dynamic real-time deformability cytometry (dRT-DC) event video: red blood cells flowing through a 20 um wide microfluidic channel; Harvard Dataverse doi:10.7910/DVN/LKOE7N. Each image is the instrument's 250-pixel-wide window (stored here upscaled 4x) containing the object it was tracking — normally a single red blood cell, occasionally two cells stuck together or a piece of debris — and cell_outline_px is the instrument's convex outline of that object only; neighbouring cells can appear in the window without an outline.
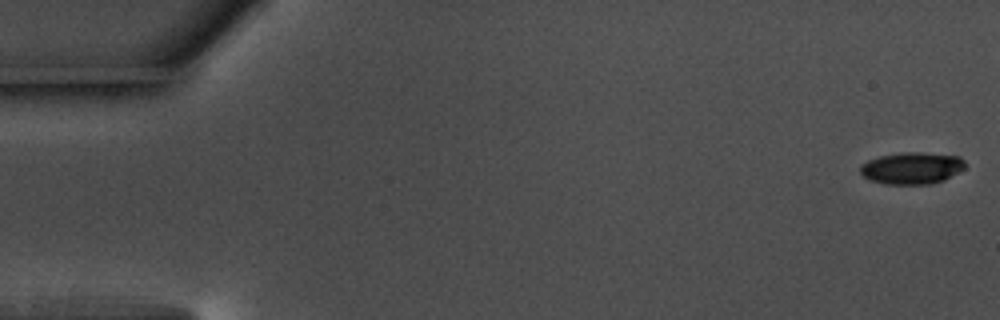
{"species": "common noctule bat (a hibernating species)", "species_latin": "Nyctalus noctula", "temperature_condition": "warm", "stored_images_in_passage": 56, "camera_frame_rate_fps": 3000, "um_per_image_px": 0.085, "animal": {"sex": "male", "body_mass_g": 17.5, "forearm_length_mm": 52.3}, "frame": {"image": 1, "passage_image": 1, "time_ms": 0.0, "image_size_px": [1000, 320], "cell_outline_px": [[964, 168], [944, 180], [932, 184], [884, 184], [868, 180], [860, 172], [860, 164], [868, 160], [880, 156], [904, 152], [920, 152], [960, 156], [964, 160]], "centroid_in_image_um": [77.48, 14.29], "position_along_channel_um": 7.5, "area_um2": 19.54}}
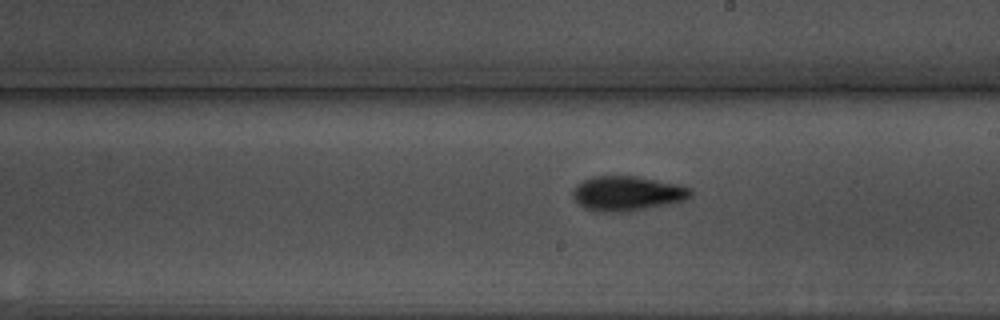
{"frame": {"image": 2, "passage_image": 32, "time_ms": 10.333, "image_size_px": [1000, 320], "cell_outline_px": [[692, 196], [684, 200], [668, 204], [628, 212], [596, 212], [584, 208], [572, 196], [572, 192], [576, 184], [592, 176], [636, 176], [676, 184], [692, 188]], "centroid_in_image_um": [53.29, 16.45], "position_along_channel_um": 235.7, "area_um2": 23.93}}
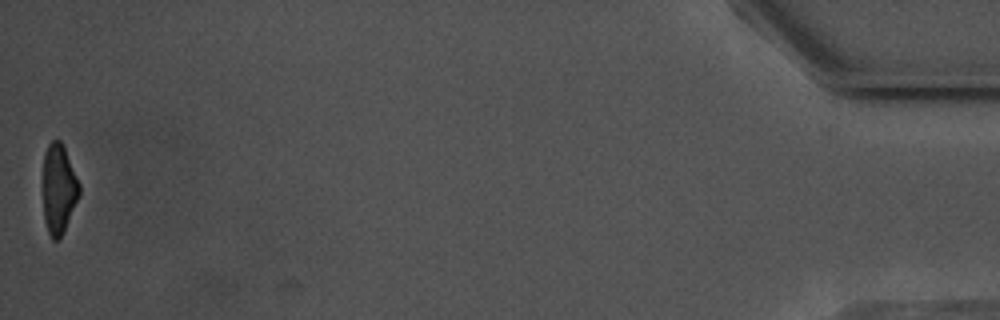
{"frame": {"image": 3, "passage_image": 56, "time_ms": 18.333, "image_size_px": [1000, 320], "cell_outline_px": [[80, 196], [64, 232], [56, 240], [52, 240], [48, 232], [44, 220], [44, 152], [48, 144], [52, 140], [60, 140], [64, 144], [80, 184]], "centroid_in_image_um": [5.02, 16.04], "position_along_channel_um": 430.2, "area_um2": 19.13}, "authors_computed_cell_mechanics": {"area_um2": 21.1259, "velocity_mm_per_s": 3.6625, "shape_relaxation_time_tau1_ms": 2.6714, "shape_relaxation_time_tau2_ms": 4.1167, "deformation_change_tau1": 0.1545, "deformation_change_tau2": 0.1232}}